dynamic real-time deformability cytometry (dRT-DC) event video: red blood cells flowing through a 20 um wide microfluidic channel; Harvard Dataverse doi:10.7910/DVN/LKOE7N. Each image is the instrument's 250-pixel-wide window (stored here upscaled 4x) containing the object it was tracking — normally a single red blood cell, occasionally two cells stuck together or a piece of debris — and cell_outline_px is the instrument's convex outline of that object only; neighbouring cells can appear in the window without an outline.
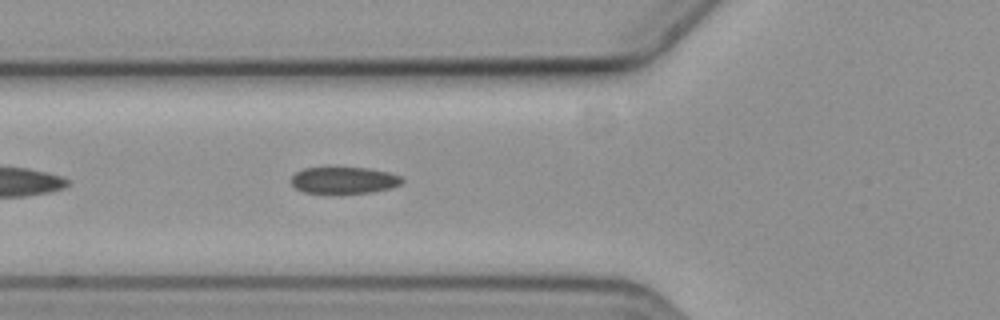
{"species": "common noctule bat (a hibernating species)", "species_latin": "Nyctalus noctula", "temperature_condition": "cold", "stored_images_in_passage": 6, "camera_frame_rate_fps": 3000, "um_per_image_px": 0.085, "animal": {"sex": "female", "body_mass_g": 19.3, "forearm_length_mm": 54.1}, "frame": {"image": 1, "passage_image": 6, "time_ms": 7.0, "image_size_px": [1000, 320], "cell_outline_px": [[404, 180], [400, 184], [392, 188], [372, 192], [340, 196], [304, 192], [296, 188], [292, 184], [292, 176], [296, 172], [304, 168], [368, 168], [388, 172], [400, 176]], "centroid_in_image_um": [29.24, 15.37], "position_along_channel_um": 96.6, "area_um2": 17.8}}